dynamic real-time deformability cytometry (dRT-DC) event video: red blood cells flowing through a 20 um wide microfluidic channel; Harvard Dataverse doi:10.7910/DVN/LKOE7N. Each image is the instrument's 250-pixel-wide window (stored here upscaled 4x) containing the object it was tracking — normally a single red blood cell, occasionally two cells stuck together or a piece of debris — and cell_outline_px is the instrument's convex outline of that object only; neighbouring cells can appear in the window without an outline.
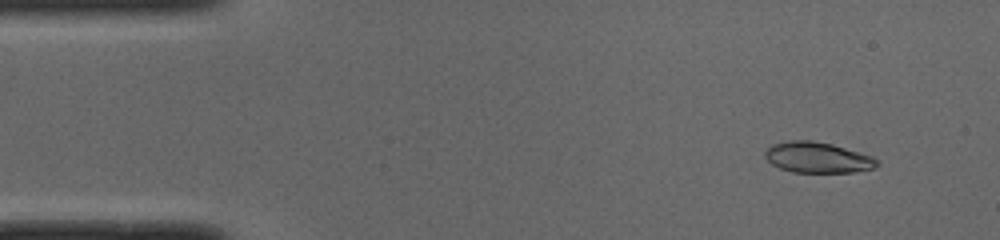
{"species": "common noctule bat (a hibernating species)", "species_latin": "Nyctalus noctula", "temperature_condition": "cold", "stored_images_in_passage": 50, "camera_frame_rate_fps": 3000, "um_per_image_px": 0.085, "animal": {"sex": "male", "body_mass_g": 19.0, "forearm_length_mm": 50.8}, "frame": {"image": 1, "passage_image": 4, "time_ms": 1.0, "image_size_px": [1000, 240], "cell_outline_px": [[880, 164], [872, 168], [852, 172], [792, 172], [780, 168], [772, 164], [764, 156], [764, 152], [772, 144], [788, 140], [812, 140], [832, 144], [872, 156], [880, 160]], "centroid_in_image_um": [69.48, 13.38], "position_along_channel_um": 15.5, "area_um2": 20.06}}
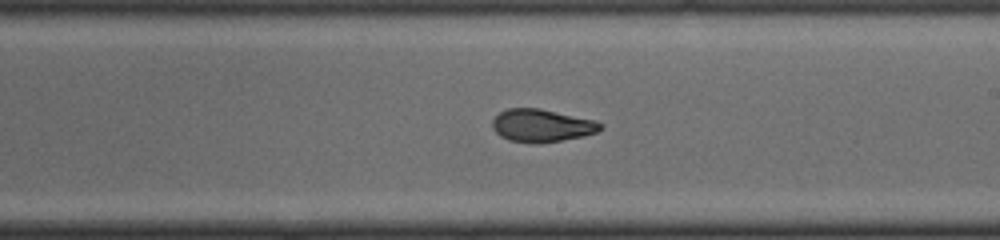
{"frame": {"image": 2, "passage_image": 28, "time_ms": 9.0, "image_size_px": [1000, 240], "cell_outline_px": [[604, 128], [596, 132], [584, 136], [560, 140], [532, 144], [508, 140], [500, 136], [492, 128], [492, 120], [500, 112], [508, 108], [540, 108], [596, 120], [604, 124]], "centroid_in_image_um": [46.06, 10.67], "position_along_channel_um": 242.9, "area_um2": 20.81}}
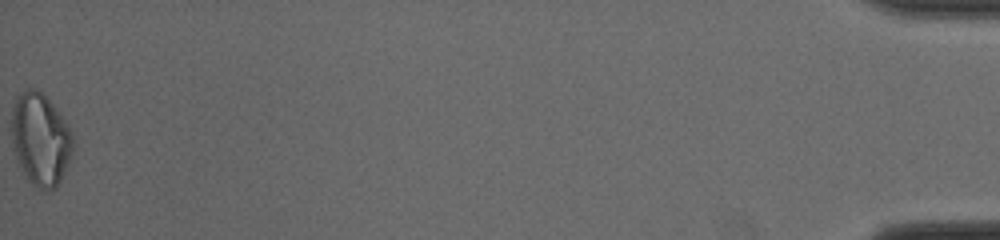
{"frame": {"image": 3, "passage_image": 50, "time_ms": 16.333, "image_size_px": [1000, 240], "cell_outline_px": [[72, 152], [68, 164], [56, 188], [48, 192], [32, 184], [28, 180], [16, 156], [12, 140], [12, 108], [16, 96], [28, 88], [36, 88], [52, 104], [68, 124], [72, 132]], "centroid_in_image_um": [3.44, 11.84], "position_along_channel_um": 431.8, "area_um2": 32.66}, "authors_computed_cell_mechanics": {"area_um2": 20.9236, "velocity_mm_per_s": 3.9924, "shape_relaxation_time_tau1_ms": 6.7158, "shape_relaxation_time_tau2_ms": 2.1038, "deformation_change_tau1": 0.2077, "deformation_change_tau2": 0.0804}}